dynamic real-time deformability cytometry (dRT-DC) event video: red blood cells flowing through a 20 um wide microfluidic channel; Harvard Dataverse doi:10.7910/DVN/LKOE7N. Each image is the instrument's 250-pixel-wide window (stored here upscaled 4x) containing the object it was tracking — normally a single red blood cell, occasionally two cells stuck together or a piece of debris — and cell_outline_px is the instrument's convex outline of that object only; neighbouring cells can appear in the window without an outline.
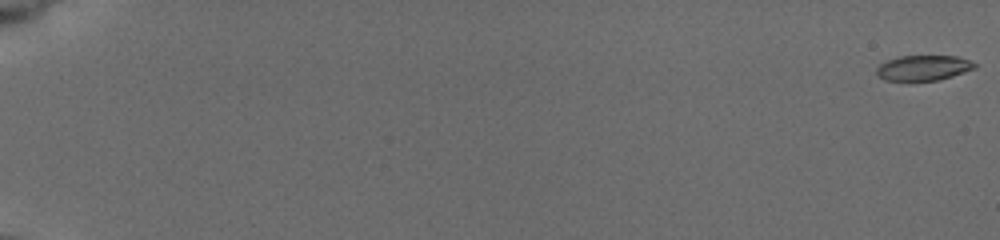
{"species": "common noctule bat (a hibernating species)", "species_latin": "Nyctalus noctula", "temperature_condition": "cold", "stored_images_in_passage": 76, "camera_frame_rate_fps": 3000, "um_per_image_px": 0.085, "animal": {"sex": "female", "body_mass_g": 19.5, "forearm_length_mm": 54.1}, "frame": {"image": 1, "passage_image": 1, "time_ms": 0.0, "image_size_px": [1000, 240], "cell_outline_px": [[976, 68], [940, 80], [884, 80], [876, 72], [876, 68], [880, 64], [888, 60], [900, 56], [956, 56], [968, 60], [976, 64]], "centroid_in_image_um": [78.49, 5.76], "position_along_channel_um": 6.5, "area_um2": 14.22}}
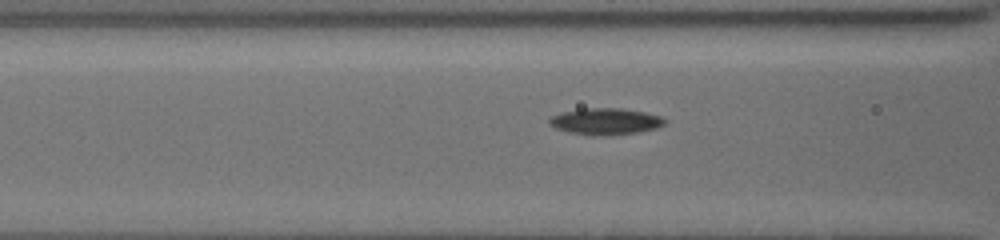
{"frame": {"image": 2, "passage_image": 43, "time_ms": 8.667, "image_size_px": [1000, 240], "cell_outline_px": [[664, 124], [656, 128], [636, 132], [604, 136], [588, 136], [568, 132], [556, 128], [548, 124], [548, 120], [552, 116], [564, 112], [584, 108], [620, 108], [644, 112], [660, 116], [664, 120]], "centroid_in_image_um": [51.42, 10.33], "position_along_channel_um": 115.2, "area_um2": 17.74}}
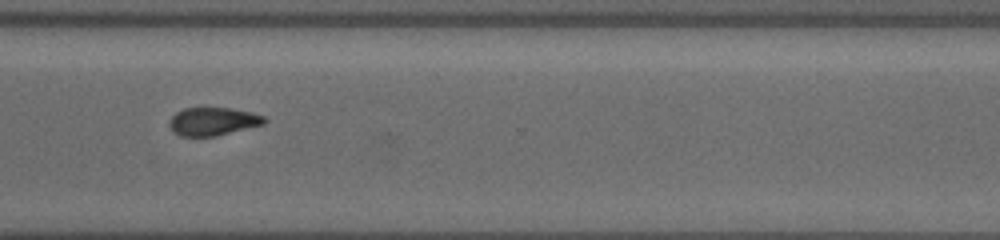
{"frame": {"image": 3, "passage_image": 75, "time_ms": 15.0, "image_size_px": [1000, 240], "cell_outline_px": [[268, 120], [264, 124], [216, 136], [180, 136], [172, 132], [168, 124], [172, 116], [176, 112], [184, 108], [204, 104], [232, 108], [252, 112], [264, 116]], "centroid_in_image_um": [18.07, 10.27], "position_along_channel_um": 352.5, "area_um2": 16.36}}